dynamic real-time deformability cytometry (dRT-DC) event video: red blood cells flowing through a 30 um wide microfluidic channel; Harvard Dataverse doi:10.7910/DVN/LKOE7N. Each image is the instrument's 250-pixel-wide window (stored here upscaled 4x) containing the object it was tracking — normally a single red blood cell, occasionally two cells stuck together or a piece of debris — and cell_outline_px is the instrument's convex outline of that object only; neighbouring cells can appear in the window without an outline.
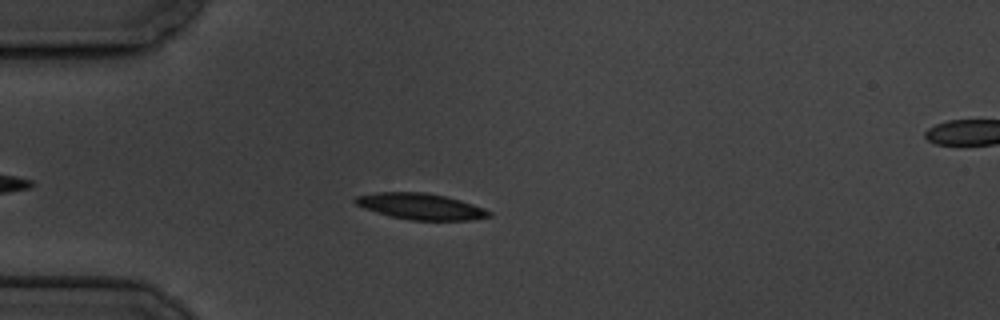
{"species": "common noctule bat (a hibernating species)", "species_latin": "Nyctalus noctula", "temperature_condition": "cold", "stored_images_in_passage": 46, "camera_frame_rate_fps": 3000, "um_per_image_px": 0.085, "animal": {"sex": "male", "body_mass_g": 19.5, "forearm_length_mm": 54.6}, "frame": {"image": 1, "passage_image": 8, "time_ms": 2.333, "image_size_px": [1000, 320], "cell_outline_px": [[492, 216], [472, 220], [408, 220], [388, 216], [364, 208], [356, 204], [352, 200], [356, 196], [376, 192], [424, 192], [444, 196], [460, 200], [484, 208], [492, 212]], "centroid_in_image_um": [35.74, 17.55], "position_along_channel_um": 49.3, "area_um2": 20.46}}
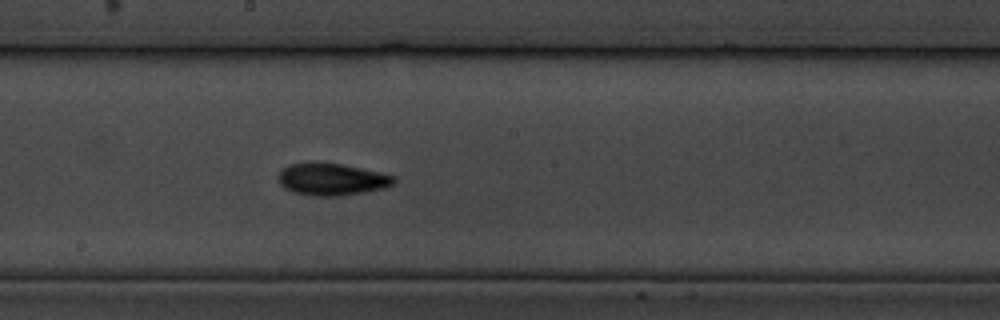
{"frame": {"image": 2, "passage_image": 24, "time_ms": 7.667, "image_size_px": [1000, 320], "cell_outline_px": [[396, 180], [392, 184], [384, 188], [364, 192], [340, 196], [312, 196], [292, 192], [284, 188], [280, 184], [276, 176], [288, 164], [344, 164], [380, 172], [396, 176]], "centroid_in_image_um": [28.21, 15.26], "position_along_channel_um": 220.0, "area_um2": 21.44}}
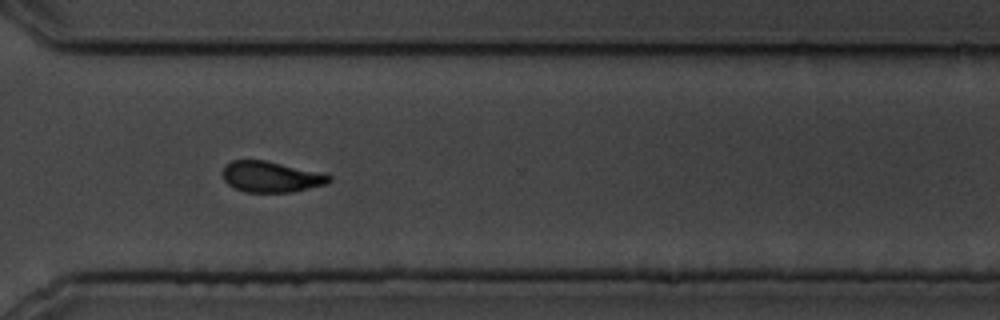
{"frame": {"image": 3, "passage_image": 35, "time_ms": 11.333, "image_size_px": [1000, 320], "cell_outline_px": [[332, 180], [328, 184], [292, 192], [244, 192], [228, 184], [224, 180], [220, 172], [224, 164], [232, 160], [264, 160], [332, 176]], "centroid_in_image_um": [22.97, 15.03], "position_along_channel_um": 347.6, "area_um2": 19.07}, "authors_computed_cell_mechanics": {"area_um2": 19.8543, "velocity_mm_per_s": 3.4798, "shape_relaxation_time_tau1_ms": 3.0158, "shape_relaxation_time_tau2_ms": 6.9481, "deformation_change_tau1": 0.114, "deformation_change_tau2": 0.1342}}